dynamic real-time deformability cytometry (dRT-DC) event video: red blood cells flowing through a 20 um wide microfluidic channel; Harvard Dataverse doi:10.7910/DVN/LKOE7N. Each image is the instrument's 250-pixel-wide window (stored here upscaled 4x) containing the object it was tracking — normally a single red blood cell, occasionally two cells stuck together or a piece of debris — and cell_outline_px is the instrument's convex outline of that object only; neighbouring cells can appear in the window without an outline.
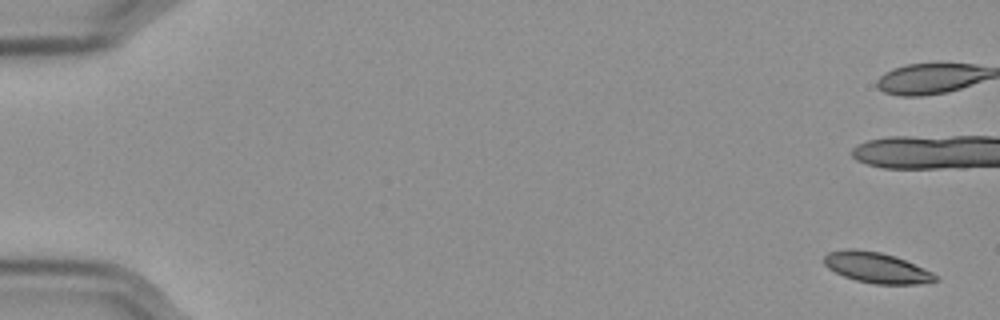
{"species": "Egyptian fruit bat (a non-hibernating species)", "species_latin": "Rousettus aegyptiacus", "temperature_condition": "cold", "stored_images_in_passage": 17, "camera_frame_rate_fps": 3000, "um_per_image_px": 0.085, "frame": {"image": 1, "passage_image": 1, "time_ms": 0.0, "image_size_px": [1000, 320], "cell_outline_px": [[940, 280], [916, 284], [876, 284], [856, 280], [844, 276], [828, 268], [824, 264], [824, 256], [828, 252], [844, 248], [856, 248], [880, 252], [896, 256], [932, 272]], "centroid_in_image_um": [74.48, 22.73], "position_along_channel_um": 10.5, "area_um2": 19.88}}